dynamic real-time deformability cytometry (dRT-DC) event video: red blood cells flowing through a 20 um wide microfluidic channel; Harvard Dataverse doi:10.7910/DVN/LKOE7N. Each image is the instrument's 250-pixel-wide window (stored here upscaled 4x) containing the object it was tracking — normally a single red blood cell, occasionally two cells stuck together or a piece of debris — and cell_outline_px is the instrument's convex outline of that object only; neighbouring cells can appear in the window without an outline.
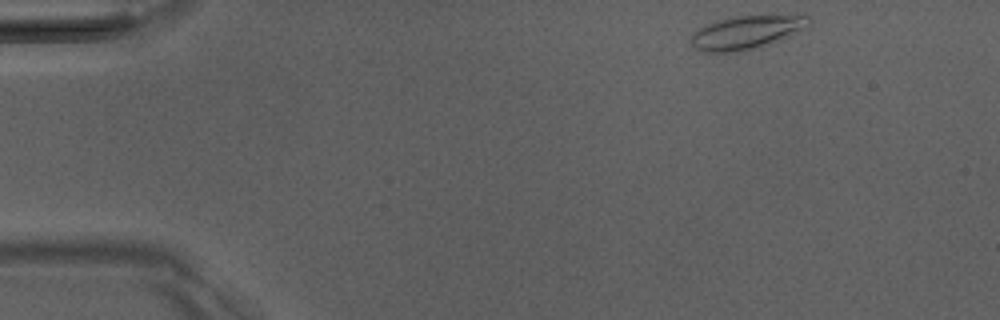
{"species": "Egyptian fruit bat (a non-hibernating species)", "species_latin": "Rousettus aegyptiacus", "temperature_condition": "room temperature", "stored_images_in_passage": 11, "camera_frame_rate_fps": 3000, "um_per_image_px": 0.085, "animal": {"sex": "male"}, "frame": {"image": 1, "passage_image": 1, "time_ms": 0.0, "image_size_px": [1000, 320], "cell_outline_px": [[812, 24], [808, 28], [760, 48], [744, 52], [704, 52], [696, 48], [688, 40], [692, 32], [708, 24], [720, 20], [736, 16], [808, 16], [812, 20]], "centroid_in_image_um": [63.46, 2.78], "position_along_channel_um": 21.5, "area_um2": 23.06}}